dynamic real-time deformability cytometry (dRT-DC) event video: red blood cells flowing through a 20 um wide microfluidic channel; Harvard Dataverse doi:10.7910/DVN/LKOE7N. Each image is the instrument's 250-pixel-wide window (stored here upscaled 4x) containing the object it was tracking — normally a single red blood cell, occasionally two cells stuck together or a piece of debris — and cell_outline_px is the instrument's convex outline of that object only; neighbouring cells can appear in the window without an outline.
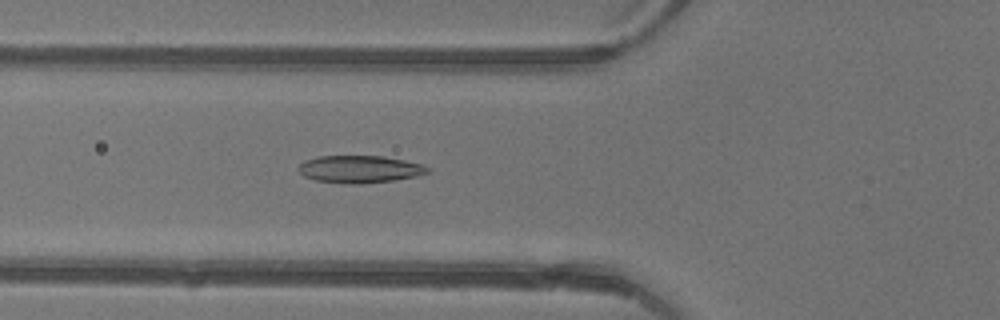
{"species": "common noctule bat (a hibernating species)", "species_latin": "Nyctalus noctula", "temperature_condition": "warm", "stored_images_in_passage": 42, "camera_frame_rate_fps": 3000, "um_per_image_px": 0.085, "animal": {"sex": "female"}, "frame": {"image": 1, "passage_image": 13, "time_ms": 4.0, "image_size_px": [1000, 320], "cell_outline_px": [[428, 172], [416, 176], [396, 180], [360, 184], [356, 184], [316, 180], [304, 176], [296, 168], [304, 160], [320, 156], [384, 156], [424, 164], [428, 168]], "centroid_in_image_um": [30.58, 14.37], "position_along_channel_um": 95.2, "area_um2": 20.52}}
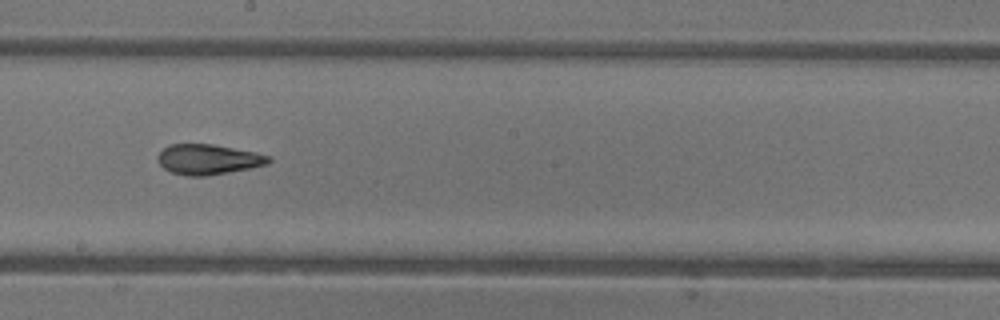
{"frame": {"image": 2, "passage_image": 22, "time_ms": 7.0, "image_size_px": [1000, 320], "cell_outline_px": [[272, 160], [268, 164], [228, 172], [204, 176], [188, 176], [172, 172], [164, 168], [160, 164], [160, 152], [168, 144], [212, 144], [256, 152], [268, 156]], "centroid_in_image_um": [17.72, 13.54], "position_along_channel_um": 230.5, "area_um2": 19.19}}
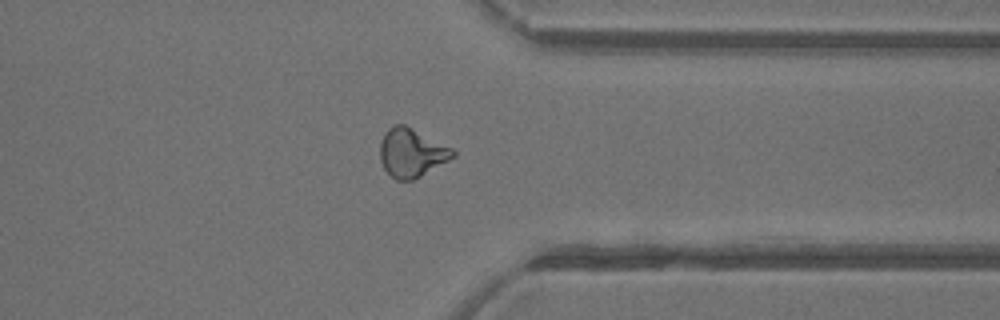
{"frame": {"image": 3, "passage_image": 32, "time_ms": 10.333, "image_size_px": [1000, 320], "cell_outline_px": [[456, 156], [420, 176], [412, 180], [396, 180], [384, 168], [380, 160], [380, 144], [384, 132], [392, 124], [404, 124], [452, 148], [456, 152]], "centroid_in_image_um": [34.96, 12.97], "position_along_channel_um": 376.4, "area_um2": 20.46}, "authors_computed_cell_mechanics": {"area_um2": 20.2011, "velocity_mm_per_s": 4.485, "shape_relaxation_time_tau1_ms": null, "shape_relaxation_time_tau2_ms": 1.2818, "deformation_change_tau1": null, "deformation_change_tau2": 0.0857}}